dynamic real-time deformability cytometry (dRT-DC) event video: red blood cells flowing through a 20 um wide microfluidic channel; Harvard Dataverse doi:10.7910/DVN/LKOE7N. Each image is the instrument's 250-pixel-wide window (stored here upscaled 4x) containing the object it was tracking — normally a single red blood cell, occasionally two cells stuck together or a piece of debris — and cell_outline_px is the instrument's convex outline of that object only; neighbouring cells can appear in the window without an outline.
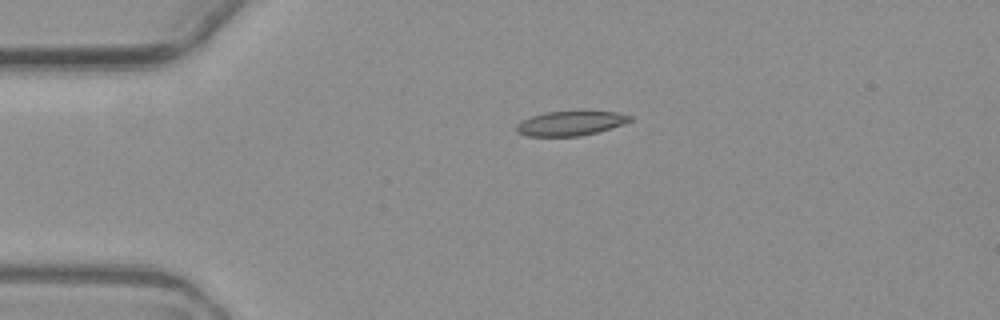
{"species": "common noctule bat (a hibernating species)", "species_latin": "Nyctalus noctula", "temperature_condition": "warm", "stored_images_in_passage": 2, "camera_frame_rate_fps": 3000, "um_per_image_px": 0.085, "animal": {"sex": "female", "body_mass_g": 19.3, "forearm_length_mm": 54.1}, "frame": {"image": 1, "passage_image": 1, "time_ms": 0.0, "image_size_px": [1000, 320], "cell_outline_px": [[632, 120], [624, 124], [596, 132], [580, 136], [528, 136], [516, 132], [516, 124], [532, 116], [544, 112], [580, 108], [616, 112], [632, 116]], "centroid_in_image_um": [48.53, 10.42], "position_along_channel_um": 36.5, "area_um2": 16.99}}